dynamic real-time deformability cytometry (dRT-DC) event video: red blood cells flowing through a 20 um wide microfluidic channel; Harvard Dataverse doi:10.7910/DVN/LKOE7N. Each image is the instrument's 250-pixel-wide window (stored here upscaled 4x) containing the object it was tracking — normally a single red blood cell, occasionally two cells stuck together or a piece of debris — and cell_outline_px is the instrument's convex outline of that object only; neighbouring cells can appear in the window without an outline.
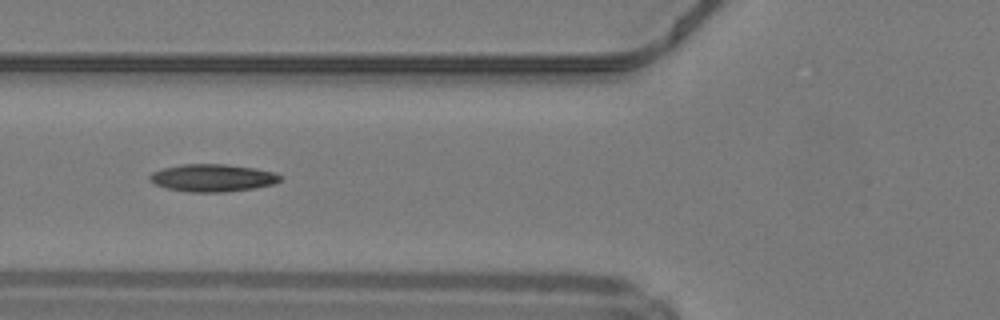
{"species": "common noctule bat (a hibernating species)", "species_latin": "Nyctalus noctula", "temperature_condition": "warm", "stored_images_in_passage": 36, "camera_frame_rate_fps": 3000, "um_per_image_px": 0.085, "animal": {"sex": "male", "body_mass_g": 19.2, "forearm_length_mm": 51.8}, "frame": {"image": 1, "passage_image": 6, "time_ms": 1.667, "image_size_px": [1000, 320], "cell_outline_px": [[280, 180], [272, 184], [252, 188], [224, 192], [188, 192], [168, 188], [156, 184], [148, 180], [148, 176], [152, 172], [164, 168], [180, 164], [224, 164], [256, 168], [272, 172], [280, 176]], "centroid_in_image_um": [18.01, 15.11], "position_along_channel_um": 107.8, "area_um2": 20.69}, "authors_computed_cell_mechanics": {"area_um2": 19.7965, "velocity_mm_per_s": 4.2376, "shape_relaxation_time_tau1_ms": 6.2883, "shape_relaxation_time_tau2_ms": 6.6388, "deformation_change_tau1": 0.2013, "deformation_change_tau2": 0.1809}}